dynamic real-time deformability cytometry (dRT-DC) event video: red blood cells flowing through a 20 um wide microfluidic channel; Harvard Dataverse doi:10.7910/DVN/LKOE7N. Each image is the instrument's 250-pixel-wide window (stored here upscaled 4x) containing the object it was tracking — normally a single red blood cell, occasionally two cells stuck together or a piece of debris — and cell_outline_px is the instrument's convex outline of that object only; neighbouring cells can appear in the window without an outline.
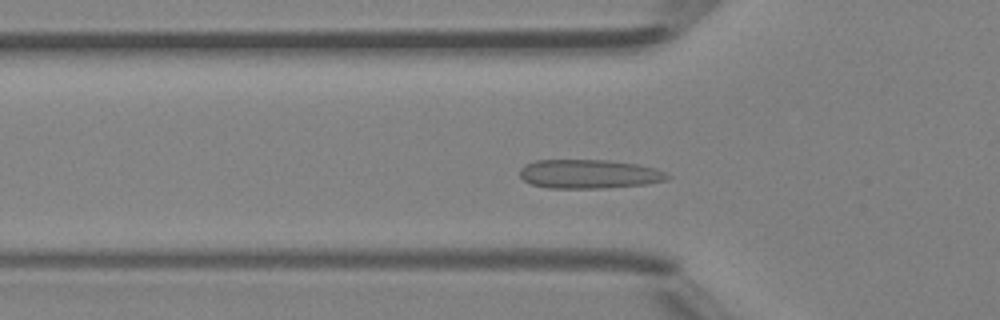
{"species": "Egyptian fruit bat (a non-hibernating species)", "species_latin": "Rousettus aegyptiacus", "temperature_condition": "room temperature", "stored_images_in_passage": 45, "camera_frame_rate_fps": 3000, "um_per_image_px": 0.085, "animal": {"sex": "female"}, "frame": {"image": 1, "passage_image": 13, "time_ms": 4.0, "image_size_px": [1000, 320], "cell_outline_px": [[672, 176], [668, 180], [648, 184], [604, 188], [548, 188], [532, 184], [524, 180], [520, 176], [520, 168], [524, 164], [536, 160], [608, 160], [636, 164], [656, 168]], "centroid_in_image_um": [50.09, 14.79], "position_along_channel_um": 75.7, "area_um2": 25.09}}
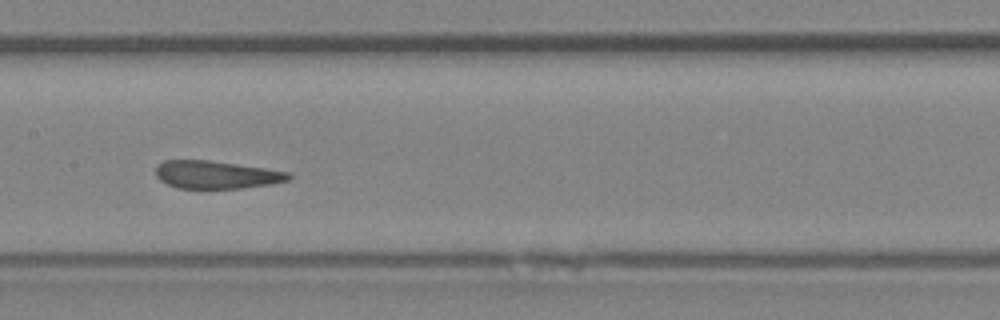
{"frame": {"image": 2, "passage_image": 21, "time_ms": 6.667, "image_size_px": [1000, 320], "cell_outline_px": [[292, 176], [288, 180], [272, 184], [244, 188], [176, 188], [160, 180], [156, 176], [156, 168], [164, 160], [208, 160], [264, 168], [288, 172]], "centroid_in_image_um": [18.38, 14.85], "position_along_channel_um": 189.0, "area_um2": 21.39}}
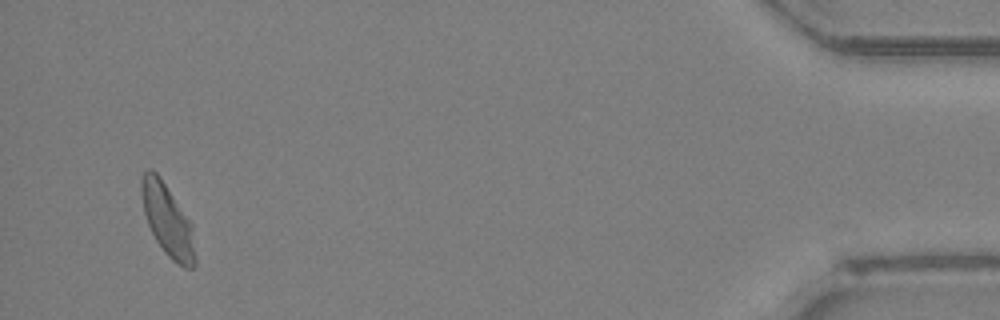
{"frame": {"image": 3, "passage_image": 43, "time_ms": 14.0, "image_size_px": [1000, 320], "cell_outline_px": [[196, 264], [192, 268], [184, 268], [172, 260], [164, 252], [156, 240], [148, 224], [144, 212], [140, 188], [140, 176], [148, 168], [152, 168], [160, 176], [192, 224], [196, 256]], "centroid_in_image_um": [14.24, 18.71], "position_along_channel_um": 421.0, "area_um2": 22.66}, "authors_computed_cell_mechanics": {"area_um2": 22.6576, "velocity_mm_per_s": 4.264, "shape_relaxation_time_tau1_ms": null, "shape_relaxation_time_tau2_ms": 1.2418, "deformation_change_tau1": null, "deformation_change_tau2": 0.0618}}